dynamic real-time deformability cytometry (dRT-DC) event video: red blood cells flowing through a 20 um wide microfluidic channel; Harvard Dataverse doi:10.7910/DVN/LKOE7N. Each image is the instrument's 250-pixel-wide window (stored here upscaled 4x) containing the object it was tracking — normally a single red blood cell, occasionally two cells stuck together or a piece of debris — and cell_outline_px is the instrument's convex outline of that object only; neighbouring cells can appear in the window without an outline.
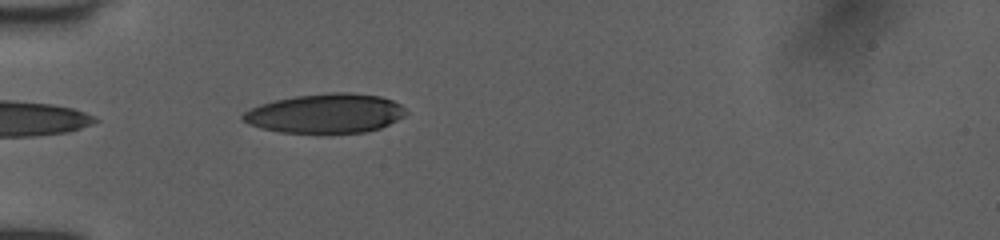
{"species": "human", "species_latin": "Homo sapiens", "temperature_condition": "room temperature", "stored_images_in_passage": 36, "camera_frame_rate_fps": 3000, "um_per_image_px": 0.085, "donor": {"sex": "female"}, "frame": {"image": 1, "passage_image": 1, "time_ms": 0.0, "image_size_px": [1000, 240], "cell_outline_px": [[408, 112], [404, 116], [380, 128], [364, 132], [280, 132], [260, 128], [248, 124], [240, 116], [244, 112], [260, 104], [276, 100], [296, 96], [332, 92], [352, 92], [380, 96], [392, 100], [400, 104]], "centroid_in_image_um": [27.68, 9.63], "position_along_channel_um": 57.3, "area_um2": 37.11}}
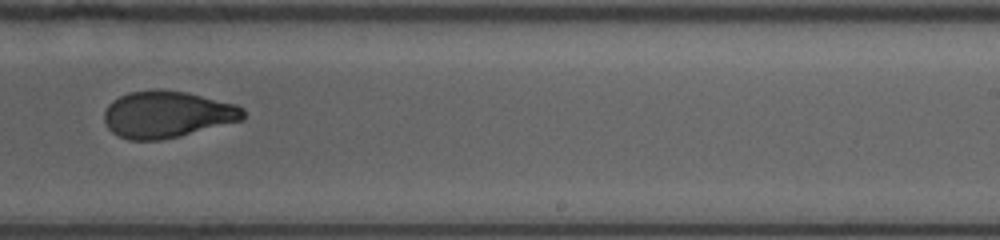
{"frame": {"image": 2, "passage_image": 18, "time_ms": 5.667, "image_size_px": [1000, 240], "cell_outline_px": [[244, 120], [180, 136], [160, 140], [128, 140], [116, 136], [108, 128], [104, 120], [104, 112], [108, 104], [112, 100], [128, 92], [152, 88], [160, 88], [188, 92], [236, 104], [244, 108]], "centroid_in_image_um": [14.19, 9.71], "position_along_channel_um": 274.8, "area_um2": 38.49}}
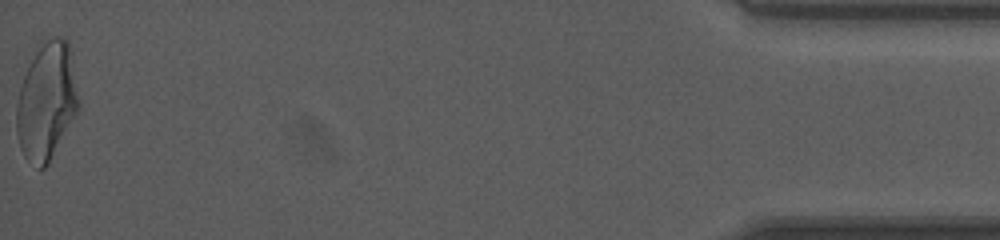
{"frame": {"image": 3, "passage_image": 36, "time_ms": 11.667, "image_size_px": [1000, 240], "cell_outline_px": [[80, 108], [48, 164], [44, 168], [40, 168], [24, 156], [20, 148], [16, 132], [16, 104], [20, 88], [24, 76], [40, 40], [56, 36], [60, 36], [68, 40], [80, 104]], "centroid_in_image_um": [3.96, 8.58], "position_along_channel_um": 431.2, "area_um2": 42.54}, "authors_computed_cell_mechanics": {"area_um2": 38.7838, "velocity_mm_per_s": 4.0513, "shape_relaxation_time_tau1_ms": 6.1065, "shape_relaxation_time_tau2_ms": 1.1989, "deformation_change_tau1": 0.229, "deformation_change_tau2": 0.0734}}